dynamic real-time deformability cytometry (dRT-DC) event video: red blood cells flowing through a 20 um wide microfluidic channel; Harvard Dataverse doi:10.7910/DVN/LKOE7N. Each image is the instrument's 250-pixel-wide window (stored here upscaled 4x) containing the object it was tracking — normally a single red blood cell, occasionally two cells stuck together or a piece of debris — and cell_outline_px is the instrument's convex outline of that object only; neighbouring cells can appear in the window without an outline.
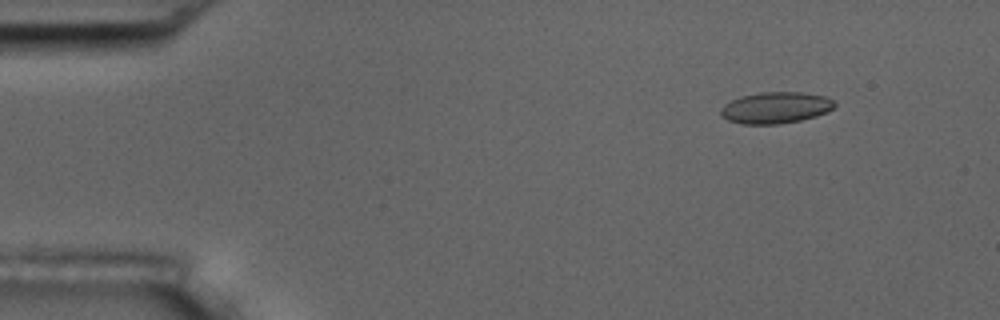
{"species": "common noctule bat (a hibernating species)", "species_latin": "Nyctalus noctula", "temperature_condition": "room temperature", "stored_images_in_passage": 7, "camera_frame_rate_fps": 3000, "um_per_image_px": 0.085, "animal": {"sex": "male", "body_mass_g": 17.5, "forearm_length_mm": 52.3}, "frame": {"image": 1, "passage_image": 2, "time_ms": 1.333, "image_size_px": [1000, 320], "cell_outline_px": [[836, 104], [828, 112], [816, 116], [800, 120], [780, 124], [744, 124], [728, 120], [720, 116], [720, 108], [724, 104], [740, 96], [760, 92], [800, 92], [824, 96], [832, 100]], "centroid_in_image_um": [65.9, 9.15], "position_along_channel_um": 19.1, "area_um2": 20.87}}
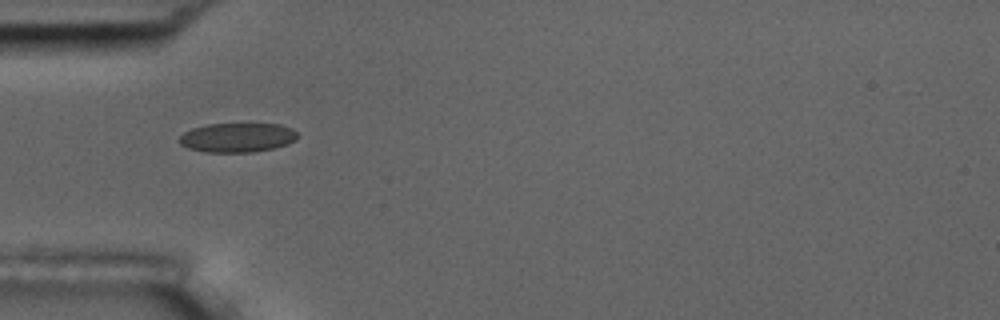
{"frame": {"image": 2, "passage_image": 5, "time_ms": 5.0, "image_size_px": [1000, 320], "cell_outline_px": [[300, 136], [296, 140], [288, 144], [276, 148], [252, 152], [204, 152], [188, 148], [180, 144], [180, 136], [184, 132], [192, 128], [208, 124], [280, 124], [292, 128]], "centroid_in_image_um": [20.21, 11.69], "position_along_channel_um": 64.8, "area_um2": 20.35}}